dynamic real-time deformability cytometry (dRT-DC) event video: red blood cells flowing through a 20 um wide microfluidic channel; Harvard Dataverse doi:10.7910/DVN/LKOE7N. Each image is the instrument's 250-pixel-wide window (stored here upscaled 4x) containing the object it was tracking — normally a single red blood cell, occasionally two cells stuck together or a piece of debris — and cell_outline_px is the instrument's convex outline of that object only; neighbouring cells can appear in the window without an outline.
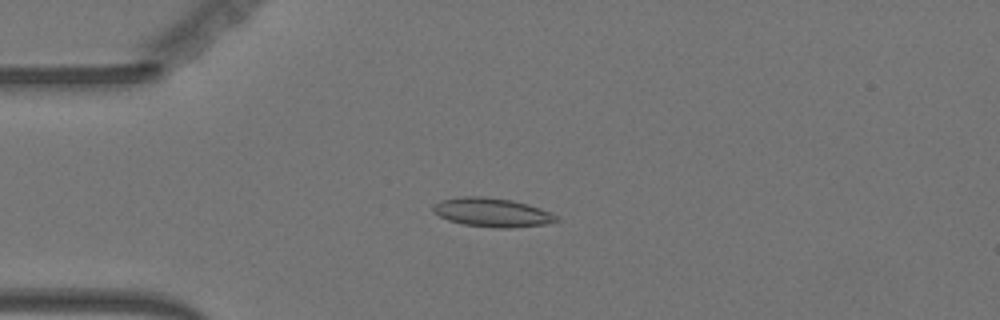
{"species": "Egyptian fruit bat (a non-hibernating species)", "species_latin": "Rousettus aegyptiacus", "temperature_condition": "warm", "stored_images_in_passage": 56, "camera_frame_rate_fps": 3000, "um_per_image_px": 0.085, "animal": {"sex": "female"}, "frame": {"image": 1, "passage_image": 14, "time_ms": 4.333, "image_size_px": [1000, 320], "cell_outline_px": [[560, 220], [544, 224], [508, 228], [496, 228], [464, 224], [448, 220], [432, 212], [432, 208], [440, 200], [464, 196], [480, 196], [512, 200], [528, 204], [540, 208], [560, 216]], "centroid_in_image_um": [41.85, 18.05], "position_along_channel_um": 43.2, "area_um2": 20.69}}
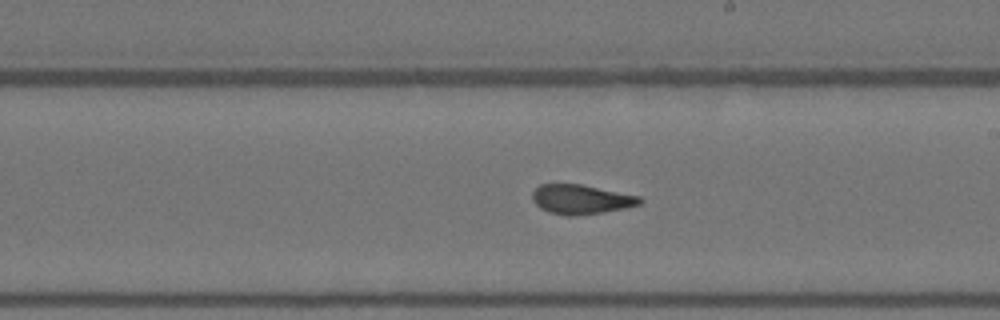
{"frame": {"image": 2, "passage_image": 32, "time_ms": 10.333, "image_size_px": [1000, 320], "cell_outline_px": [[644, 200], [640, 204], [624, 208], [604, 212], [576, 216], [568, 216], [548, 212], [540, 208], [532, 200], [532, 192], [540, 184], [580, 184], [640, 196]], "centroid_in_image_um": [49.38, 16.95], "position_along_channel_um": 239.6, "area_um2": 18.5}}
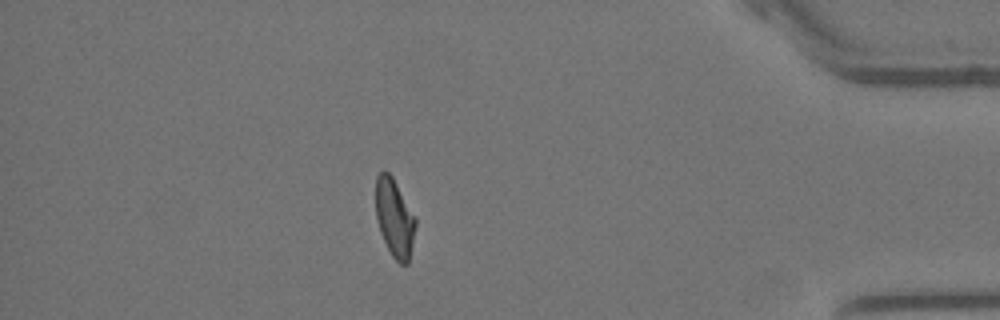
{"frame": {"image": 3, "passage_image": 49, "time_ms": 16.0, "image_size_px": [1000, 320], "cell_outline_px": [[416, 224], [408, 264], [400, 264], [392, 256], [380, 232], [376, 216], [376, 176], [384, 168], [392, 176], [416, 216]], "centroid_in_image_um": [33.54, 18.49], "position_along_channel_um": 401.7, "area_um2": 18.15}, "authors_computed_cell_mechanics": {"area_um2": 18.9295, "velocity_mm_per_s": 3.6092, "shape_relaxation_time_tau1_ms": null, "shape_relaxation_time_tau2_ms": 1.2135, "deformation_change_tau1": null, "deformation_change_tau2": 0.0774}}